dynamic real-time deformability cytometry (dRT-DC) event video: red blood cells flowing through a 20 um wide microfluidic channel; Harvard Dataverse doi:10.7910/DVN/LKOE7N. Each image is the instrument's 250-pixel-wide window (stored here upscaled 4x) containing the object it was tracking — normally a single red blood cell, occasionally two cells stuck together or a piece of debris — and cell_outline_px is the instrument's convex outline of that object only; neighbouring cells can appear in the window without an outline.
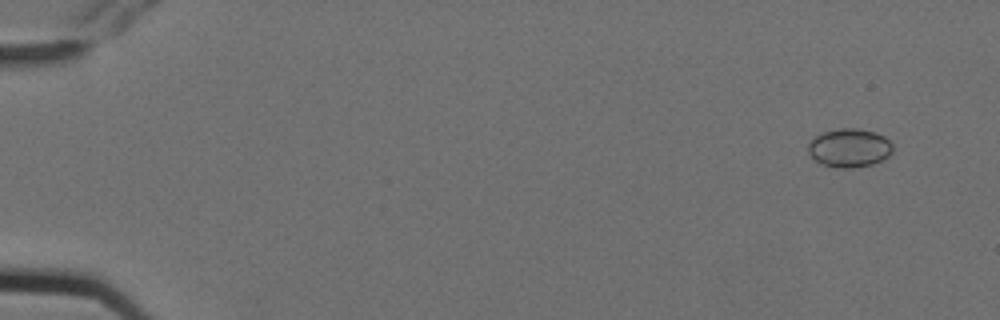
{"species": "Egyptian fruit bat (a non-hibernating species)", "species_latin": "Rousettus aegyptiacus", "temperature_condition": "cold", "stored_images_in_passage": 6, "camera_frame_rate_fps": 3000, "um_per_image_px": 0.085, "animal": {"sex": "female"}, "frame": {"image": 1, "passage_image": 1, "time_ms": 0.0, "image_size_px": [1000, 320], "cell_outline_px": [[892, 152], [888, 156], [872, 164], [852, 168], [836, 168], [824, 164], [816, 160], [808, 152], [808, 144], [816, 136], [824, 132], [840, 128], [856, 128], [876, 132], [884, 136], [892, 144]], "centroid_in_image_um": [72.21, 12.57], "position_along_channel_um": 12.8, "area_um2": 18.84}}
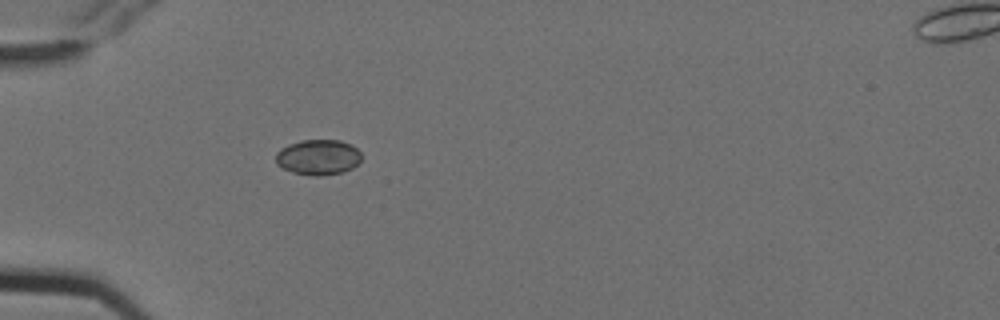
{"frame": {"image": 2, "passage_image": 5, "time_ms": 1.333, "image_size_px": [1000, 320], "cell_outline_px": [[360, 160], [352, 168], [344, 172], [320, 176], [312, 176], [292, 172], [276, 164], [276, 152], [280, 148], [288, 144], [300, 140], [340, 140], [352, 144], [360, 152]], "centroid_in_image_um": [27.03, 13.36], "position_along_channel_um": 58.0, "area_um2": 17.8}}